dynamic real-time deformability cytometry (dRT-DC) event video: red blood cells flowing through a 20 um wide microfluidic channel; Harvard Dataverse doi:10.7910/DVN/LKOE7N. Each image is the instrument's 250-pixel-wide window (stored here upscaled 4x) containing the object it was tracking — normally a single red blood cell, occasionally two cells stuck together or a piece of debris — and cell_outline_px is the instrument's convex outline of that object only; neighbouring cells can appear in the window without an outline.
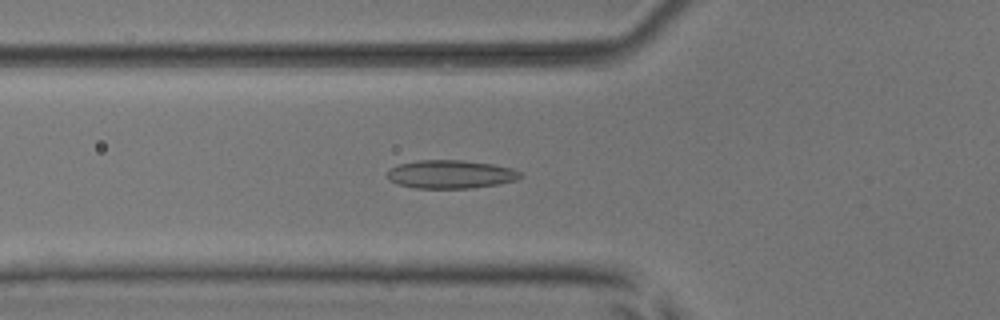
{"species": "common noctule bat (a hibernating species)", "species_latin": "Nyctalus noctula", "temperature_condition": "room temperature", "stored_images_in_passage": 36, "camera_frame_rate_fps": 3000, "um_per_image_px": 0.085, "animal": {"sex": "male", "body_mass_g": 17.9, "forearm_length_mm": 54.2}, "frame": {"image": 1, "passage_image": 2, "time_ms": 0.333, "image_size_px": [1000, 320], "cell_outline_px": [[524, 176], [516, 180], [500, 184], [472, 188], [416, 188], [400, 184], [388, 180], [388, 172], [392, 168], [400, 164], [416, 160], [464, 160], [492, 164], [512, 168], [520, 172]], "centroid_in_image_um": [38.35, 14.81], "position_along_channel_um": 87.4, "area_um2": 21.96}}
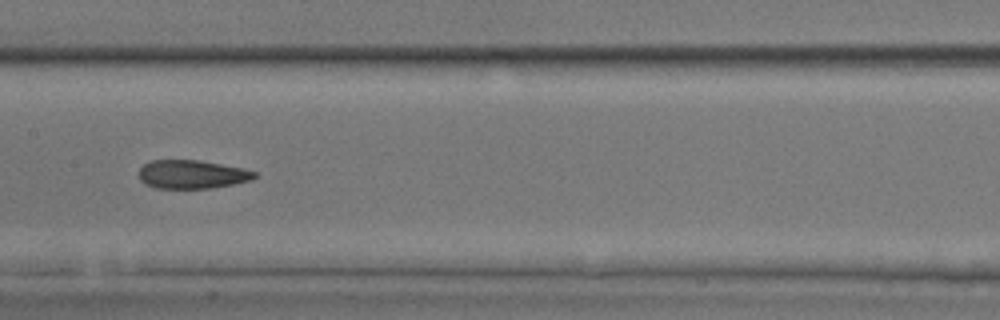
{"frame": {"image": 2, "passage_image": 10, "time_ms": 3.0, "image_size_px": [1000, 320], "cell_outline_px": [[256, 176], [252, 180], [212, 188], [156, 188], [144, 184], [140, 180], [140, 168], [144, 164], [152, 160], [200, 160], [244, 168], [256, 172]], "centroid_in_image_um": [16.32, 14.82], "position_along_channel_um": 191.1, "area_um2": 19.25}}
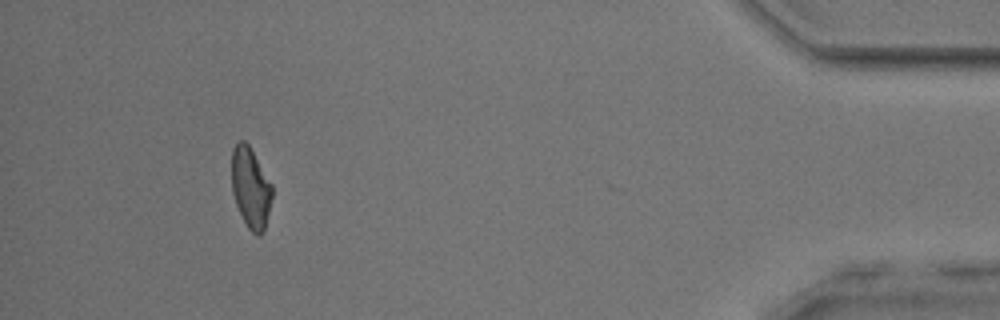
{"frame": {"image": 3, "passage_image": 32, "time_ms": 10.333, "image_size_px": [1000, 320], "cell_outline_px": [[272, 196], [264, 228], [260, 236], [256, 236], [248, 228], [236, 204], [232, 192], [232, 148], [240, 140], [244, 140], [248, 144], [272, 184]], "centroid_in_image_um": [21.29, 15.95], "position_along_channel_um": 413.9, "area_um2": 18.73}}